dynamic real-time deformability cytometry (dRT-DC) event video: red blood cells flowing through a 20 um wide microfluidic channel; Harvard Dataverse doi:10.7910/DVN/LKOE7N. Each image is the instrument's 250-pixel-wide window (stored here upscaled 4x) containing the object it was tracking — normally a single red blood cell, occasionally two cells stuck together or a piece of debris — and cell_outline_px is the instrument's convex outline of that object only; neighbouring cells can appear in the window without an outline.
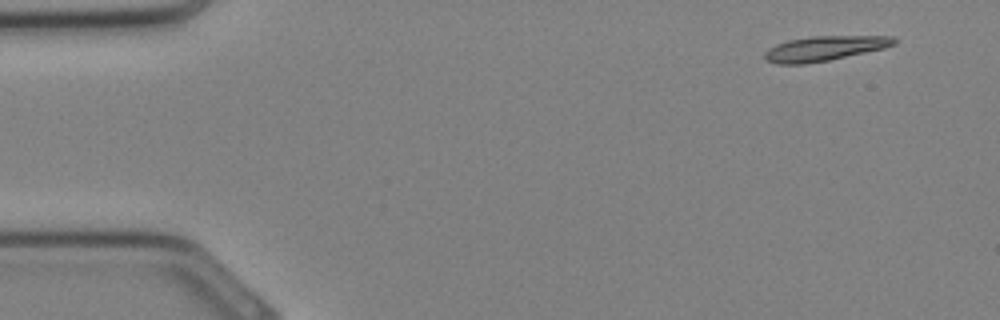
{"species": "Egyptian fruit bat (a non-hibernating species)", "species_latin": "Rousettus aegyptiacus", "temperature_condition": "cold", "stored_images_in_passage": 31, "camera_frame_rate_fps": 3000, "um_per_image_px": 0.085, "animal": {"sex": "female"}, "frame": {"image": 1, "passage_image": 1, "time_ms": 0.0, "image_size_px": [1000, 320], "cell_outline_px": [[896, 44], [884, 48], [828, 60], [804, 64], [776, 64], [768, 60], [764, 56], [764, 52], [768, 48], [776, 44], [788, 40], [812, 36], [892, 36], [896, 40]], "centroid_in_image_um": [70.06, 4.11], "position_along_channel_um": 14.9, "area_um2": 18.55}}
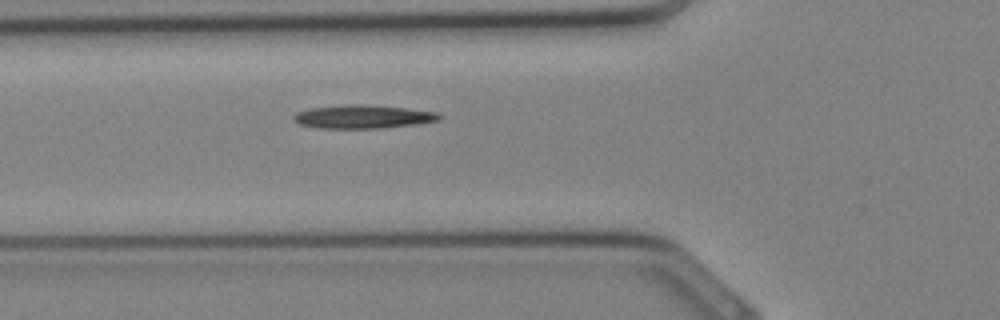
{"frame": {"image": 2, "passage_image": 10, "time_ms": 3.0, "image_size_px": [1000, 320], "cell_outline_px": [[444, 116], [440, 120], [416, 124], [384, 128], [316, 128], [300, 124], [292, 120], [292, 116], [296, 112], [312, 108], [348, 104], [360, 104], [404, 108], [440, 112]], "centroid_in_image_um": [30.87, 9.92], "position_along_channel_um": 94.9, "area_um2": 20.0}}
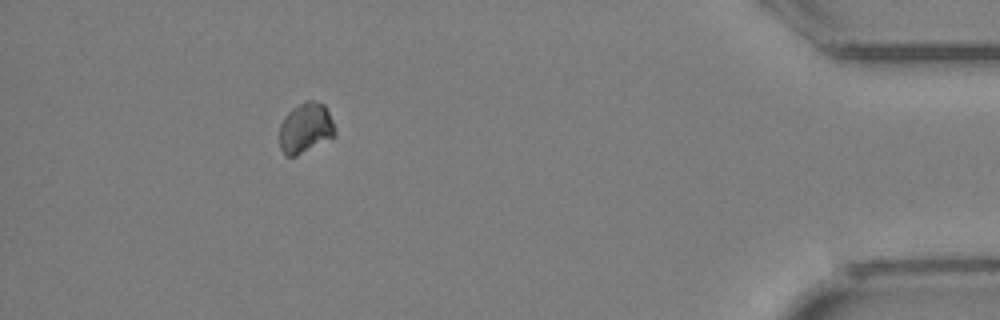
{"frame": {"image": 3, "passage_image": 28, "time_ms": 9.0, "image_size_px": [1000, 320], "cell_outline_px": [[336, 136], [296, 156], [284, 156], [280, 148], [280, 124], [284, 116], [292, 108], [304, 100], [312, 100], [324, 104], [332, 120], [336, 132]], "centroid_in_image_um": [25.96, 10.88], "position_along_channel_um": 409.2, "area_um2": 16.42}}